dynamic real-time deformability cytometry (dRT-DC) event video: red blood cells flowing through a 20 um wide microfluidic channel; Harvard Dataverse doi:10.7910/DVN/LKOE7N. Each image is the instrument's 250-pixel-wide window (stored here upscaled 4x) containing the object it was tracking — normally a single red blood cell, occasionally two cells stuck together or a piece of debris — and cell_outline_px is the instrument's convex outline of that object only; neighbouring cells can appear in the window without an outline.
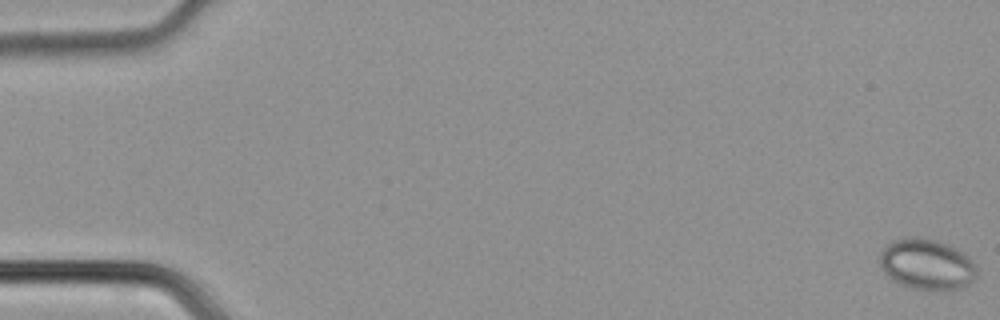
{"species": "common noctule bat (a hibernating species)", "species_latin": "Nyctalus noctula", "temperature_condition": "cold", "stored_images_in_passage": 9, "camera_frame_rate_fps": 3000, "um_per_image_px": 0.085, "animal": {"sex": "male", "body_mass_g": 21.5, "forearm_length_mm": 52.0}, "frame": {"image": 1, "passage_image": 1, "time_ms": 0.0, "image_size_px": [1000, 320], "cell_outline_px": [[976, 280], [960, 288], [948, 292], [928, 292], [908, 288], [892, 280], [880, 268], [880, 248], [892, 240], [904, 236], [920, 236], [936, 240], [956, 248], [968, 256], [972, 260], [976, 268]], "centroid_in_image_um": [78.75, 22.49], "position_along_channel_um": 6.2, "area_um2": 29.88}}